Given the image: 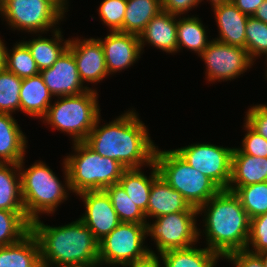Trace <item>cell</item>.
Segmentation results:
<instances>
[{"mask_svg": "<svg viewBox=\"0 0 267 267\" xmlns=\"http://www.w3.org/2000/svg\"><path fill=\"white\" fill-rule=\"evenodd\" d=\"M138 115L133 109L128 110L102 126L98 118L84 142L96 153L115 159L126 169L148 166L154 161L156 144Z\"/></svg>", "mask_w": 267, "mask_h": 267, "instance_id": "6da1fadb", "label": "cell"}, {"mask_svg": "<svg viewBox=\"0 0 267 267\" xmlns=\"http://www.w3.org/2000/svg\"><path fill=\"white\" fill-rule=\"evenodd\" d=\"M201 212L205 216L203 232L208 249L222 258L234 251L246 249L250 219L234 192L221 189L198 208V214L202 215Z\"/></svg>", "mask_w": 267, "mask_h": 267, "instance_id": "7a4b0ae2", "label": "cell"}, {"mask_svg": "<svg viewBox=\"0 0 267 267\" xmlns=\"http://www.w3.org/2000/svg\"><path fill=\"white\" fill-rule=\"evenodd\" d=\"M39 219L31 222V231L39 242L42 265L99 262V242L79 218L58 227Z\"/></svg>", "mask_w": 267, "mask_h": 267, "instance_id": "3957f363", "label": "cell"}, {"mask_svg": "<svg viewBox=\"0 0 267 267\" xmlns=\"http://www.w3.org/2000/svg\"><path fill=\"white\" fill-rule=\"evenodd\" d=\"M24 160L18 164L21 176V194L25 214L32 222L42 213L48 215L54 213L57 206L67 200L69 195L67 192L71 191V188L64 161L65 185L43 161H37L28 169H24Z\"/></svg>", "mask_w": 267, "mask_h": 267, "instance_id": "277c9868", "label": "cell"}, {"mask_svg": "<svg viewBox=\"0 0 267 267\" xmlns=\"http://www.w3.org/2000/svg\"><path fill=\"white\" fill-rule=\"evenodd\" d=\"M73 145L75 152L63 159L73 193L104 190L119 182L126 169L123 165L96 153L84 141L74 142Z\"/></svg>", "mask_w": 267, "mask_h": 267, "instance_id": "5b68a950", "label": "cell"}, {"mask_svg": "<svg viewBox=\"0 0 267 267\" xmlns=\"http://www.w3.org/2000/svg\"><path fill=\"white\" fill-rule=\"evenodd\" d=\"M154 162L159 176L197 209L221 190L213 180L192 168L174 149L161 151L156 146Z\"/></svg>", "mask_w": 267, "mask_h": 267, "instance_id": "8992f818", "label": "cell"}, {"mask_svg": "<svg viewBox=\"0 0 267 267\" xmlns=\"http://www.w3.org/2000/svg\"><path fill=\"white\" fill-rule=\"evenodd\" d=\"M97 90L89 89L73 96H62L48 108L42 118L53 129L66 132L72 142H83L87 139L100 115Z\"/></svg>", "mask_w": 267, "mask_h": 267, "instance_id": "52a82bcc", "label": "cell"}, {"mask_svg": "<svg viewBox=\"0 0 267 267\" xmlns=\"http://www.w3.org/2000/svg\"><path fill=\"white\" fill-rule=\"evenodd\" d=\"M146 224L121 222L110 234L99 241V262L102 265L125 266L157 256L143 245Z\"/></svg>", "mask_w": 267, "mask_h": 267, "instance_id": "ba28073f", "label": "cell"}, {"mask_svg": "<svg viewBox=\"0 0 267 267\" xmlns=\"http://www.w3.org/2000/svg\"><path fill=\"white\" fill-rule=\"evenodd\" d=\"M1 16L13 30L35 34L58 29L65 15L50 0H3Z\"/></svg>", "mask_w": 267, "mask_h": 267, "instance_id": "9c48e42d", "label": "cell"}, {"mask_svg": "<svg viewBox=\"0 0 267 267\" xmlns=\"http://www.w3.org/2000/svg\"><path fill=\"white\" fill-rule=\"evenodd\" d=\"M198 210L171 213L146 222V236H151L158 254L172 249H184L198 242L200 229L197 228Z\"/></svg>", "mask_w": 267, "mask_h": 267, "instance_id": "30bf717a", "label": "cell"}, {"mask_svg": "<svg viewBox=\"0 0 267 267\" xmlns=\"http://www.w3.org/2000/svg\"><path fill=\"white\" fill-rule=\"evenodd\" d=\"M233 149V147L197 143L174 151L192 168L213 180L221 189H228L231 180Z\"/></svg>", "mask_w": 267, "mask_h": 267, "instance_id": "8fae6325", "label": "cell"}, {"mask_svg": "<svg viewBox=\"0 0 267 267\" xmlns=\"http://www.w3.org/2000/svg\"><path fill=\"white\" fill-rule=\"evenodd\" d=\"M199 57L205 62L206 79L213 83L217 80L219 82L236 79L255 62L246 48L224 44L214 39Z\"/></svg>", "mask_w": 267, "mask_h": 267, "instance_id": "7c38bea8", "label": "cell"}, {"mask_svg": "<svg viewBox=\"0 0 267 267\" xmlns=\"http://www.w3.org/2000/svg\"><path fill=\"white\" fill-rule=\"evenodd\" d=\"M77 195L85 204V214L79 219L91 230L98 242L121 223L104 190L84 191Z\"/></svg>", "mask_w": 267, "mask_h": 267, "instance_id": "4fadbf2b", "label": "cell"}, {"mask_svg": "<svg viewBox=\"0 0 267 267\" xmlns=\"http://www.w3.org/2000/svg\"><path fill=\"white\" fill-rule=\"evenodd\" d=\"M40 75L54 97L78 95L90 89L83 86L74 55L68 48L50 68L41 70Z\"/></svg>", "mask_w": 267, "mask_h": 267, "instance_id": "5bb4252c", "label": "cell"}, {"mask_svg": "<svg viewBox=\"0 0 267 267\" xmlns=\"http://www.w3.org/2000/svg\"><path fill=\"white\" fill-rule=\"evenodd\" d=\"M68 49L73 53L83 83H97L109 76L103 46L99 38H72Z\"/></svg>", "mask_w": 267, "mask_h": 267, "instance_id": "9a60e30c", "label": "cell"}, {"mask_svg": "<svg viewBox=\"0 0 267 267\" xmlns=\"http://www.w3.org/2000/svg\"><path fill=\"white\" fill-rule=\"evenodd\" d=\"M99 40L103 46L109 75L125 68L128 69L133 63H136L143 53L140 48L139 37L135 34L110 31L104 39Z\"/></svg>", "mask_w": 267, "mask_h": 267, "instance_id": "2e32d148", "label": "cell"}, {"mask_svg": "<svg viewBox=\"0 0 267 267\" xmlns=\"http://www.w3.org/2000/svg\"><path fill=\"white\" fill-rule=\"evenodd\" d=\"M177 15L160 11L139 34L141 51L146 43L168 53H177Z\"/></svg>", "mask_w": 267, "mask_h": 267, "instance_id": "e0dca14e", "label": "cell"}, {"mask_svg": "<svg viewBox=\"0 0 267 267\" xmlns=\"http://www.w3.org/2000/svg\"><path fill=\"white\" fill-rule=\"evenodd\" d=\"M219 29V42L245 48V28L248 15L243 14L231 1L212 5Z\"/></svg>", "mask_w": 267, "mask_h": 267, "instance_id": "ac0fdd59", "label": "cell"}, {"mask_svg": "<svg viewBox=\"0 0 267 267\" xmlns=\"http://www.w3.org/2000/svg\"><path fill=\"white\" fill-rule=\"evenodd\" d=\"M267 181V157L244 154L239 148L232 152L231 180L227 190Z\"/></svg>", "mask_w": 267, "mask_h": 267, "instance_id": "d6986e66", "label": "cell"}, {"mask_svg": "<svg viewBox=\"0 0 267 267\" xmlns=\"http://www.w3.org/2000/svg\"><path fill=\"white\" fill-rule=\"evenodd\" d=\"M186 210H198L191 206L185 198L166 181L158 176L152 183L150 197L148 201L147 217L157 218Z\"/></svg>", "mask_w": 267, "mask_h": 267, "instance_id": "ffe728a7", "label": "cell"}, {"mask_svg": "<svg viewBox=\"0 0 267 267\" xmlns=\"http://www.w3.org/2000/svg\"><path fill=\"white\" fill-rule=\"evenodd\" d=\"M26 139L12 114L0 113V163L19 164L26 154Z\"/></svg>", "mask_w": 267, "mask_h": 267, "instance_id": "44dd1931", "label": "cell"}, {"mask_svg": "<svg viewBox=\"0 0 267 267\" xmlns=\"http://www.w3.org/2000/svg\"><path fill=\"white\" fill-rule=\"evenodd\" d=\"M38 239L30 230L16 243L0 247V267H41Z\"/></svg>", "mask_w": 267, "mask_h": 267, "instance_id": "7402d4cb", "label": "cell"}, {"mask_svg": "<svg viewBox=\"0 0 267 267\" xmlns=\"http://www.w3.org/2000/svg\"><path fill=\"white\" fill-rule=\"evenodd\" d=\"M19 96L20 111L41 119L47 114L53 95L45 85L43 77L38 74L22 79Z\"/></svg>", "mask_w": 267, "mask_h": 267, "instance_id": "603a6c76", "label": "cell"}, {"mask_svg": "<svg viewBox=\"0 0 267 267\" xmlns=\"http://www.w3.org/2000/svg\"><path fill=\"white\" fill-rule=\"evenodd\" d=\"M149 167L152 169L149 177L144 175L141 168H130L123 171L118 182L123 187L128 197L144 213L147 211L152 183L159 176V172L154 161L149 165Z\"/></svg>", "mask_w": 267, "mask_h": 267, "instance_id": "cb8c5ba5", "label": "cell"}, {"mask_svg": "<svg viewBox=\"0 0 267 267\" xmlns=\"http://www.w3.org/2000/svg\"><path fill=\"white\" fill-rule=\"evenodd\" d=\"M0 209L25 212L18 164L0 163Z\"/></svg>", "mask_w": 267, "mask_h": 267, "instance_id": "d4e9b609", "label": "cell"}, {"mask_svg": "<svg viewBox=\"0 0 267 267\" xmlns=\"http://www.w3.org/2000/svg\"><path fill=\"white\" fill-rule=\"evenodd\" d=\"M162 267H215L222 259L216 252L205 248L191 246L184 249H172L160 254ZM220 257V258H219Z\"/></svg>", "mask_w": 267, "mask_h": 267, "instance_id": "484cf974", "label": "cell"}, {"mask_svg": "<svg viewBox=\"0 0 267 267\" xmlns=\"http://www.w3.org/2000/svg\"><path fill=\"white\" fill-rule=\"evenodd\" d=\"M54 38H44L38 36L29 41L22 42L28 47L38 69L41 71L50 68L60 57V55L68 48L70 38L63 40L60 28L52 31ZM64 41V42H63Z\"/></svg>", "mask_w": 267, "mask_h": 267, "instance_id": "4316f807", "label": "cell"}, {"mask_svg": "<svg viewBox=\"0 0 267 267\" xmlns=\"http://www.w3.org/2000/svg\"><path fill=\"white\" fill-rule=\"evenodd\" d=\"M162 11L161 0H127V7L120 32L138 35L148 22Z\"/></svg>", "mask_w": 267, "mask_h": 267, "instance_id": "83f0119b", "label": "cell"}, {"mask_svg": "<svg viewBox=\"0 0 267 267\" xmlns=\"http://www.w3.org/2000/svg\"><path fill=\"white\" fill-rule=\"evenodd\" d=\"M177 18V51L184 46L199 56L212 41L207 38L206 27L196 16Z\"/></svg>", "mask_w": 267, "mask_h": 267, "instance_id": "f1b7e54d", "label": "cell"}, {"mask_svg": "<svg viewBox=\"0 0 267 267\" xmlns=\"http://www.w3.org/2000/svg\"><path fill=\"white\" fill-rule=\"evenodd\" d=\"M104 191L109 196L121 222L146 224L145 213L134 204L119 183L105 188Z\"/></svg>", "mask_w": 267, "mask_h": 267, "instance_id": "f546056e", "label": "cell"}, {"mask_svg": "<svg viewBox=\"0 0 267 267\" xmlns=\"http://www.w3.org/2000/svg\"><path fill=\"white\" fill-rule=\"evenodd\" d=\"M31 230L25 212L0 209V247L16 243Z\"/></svg>", "mask_w": 267, "mask_h": 267, "instance_id": "4dcf8cb0", "label": "cell"}, {"mask_svg": "<svg viewBox=\"0 0 267 267\" xmlns=\"http://www.w3.org/2000/svg\"><path fill=\"white\" fill-rule=\"evenodd\" d=\"M5 68L19 78H28L40 74L28 47L21 41L8 51L6 49Z\"/></svg>", "mask_w": 267, "mask_h": 267, "instance_id": "1f68e13d", "label": "cell"}, {"mask_svg": "<svg viewBox=\"0 0 267 267\" xmlns=\"http://www.w3.org/2000/svg\"><path fill=\"white\" fill-rule=\"evenodd\" d=\"M234 193L250 220L267 212V181L238 187Z\"/></svg>", "mask_w": 267, "mask_h": 267, "instance_id": "d6a6232c", "label": "cell"}, {"mask_svg": "<svg viewBox=\"0 0 267 267\" xmlns=\"http://www.w3.org/2000/svg\"><path fill=\"white\" fill-rule=\"evenodd\" d=\"M21 84L22 78L6 68L0 70V113L20 111Z\"/></svg>", "mask_w": 267, "mask_h": 267, "instance_id": "836d02e7", "label": "cell"}, {"mask_svg": "<svg viewBox=\"0 0 267 267\" xmlns=\"http://www.w3.org/2000/svg\"><path fill=\"white\" fill-rule=\"evenodd\" d=\"M245 48L250 58L256 61L262 54L267 56V24L249 16L245 28Z\"/></svg>", "mask_w": 267, "mask_h": 267, "instance_id": "e575fe53", "label": "cell"}, {"mask_svg": "<svg viewBox=\"0 0 267 267\" xmlns=\"http://www.w3.org/2000/svg\"><path fill=\"white\" fill-rule=\"evenodd\" d=\"M126 7L127 0H103L100 3L99 16L109 31H119L123 27Z\"/></svg>", "mask_w": 267, "mask_h": 267, "instance_id": "d590c367", "label": "cell"}, {"mask_svg": "<svg viewBox=\"0 0 267 267\" xmlns=\"http://www.w3.org/2000/svg\"><path fill=\"white\" fill-rule=\"evenodd\" d=\"M246 249L255 254L267 251V212L250 220Z\"/></svg>", "mask_w": 267, "mask_h": 267, "instance_id": "8d00e7d4", "label": "cell"}, {"mask_svg": "<svg viewBox=\"0 0 267 267\" xmlns=\"http://www.w3.org/2000/svg\"><path fill=\"white\" fill-rule=\"evenodd\" d=\"M244 124L247 133L242 140V148L239 147V149L250 156L267 157V139L253 130L246 122Z\"/></svg>", "mask_w": 267, "mask_h": 267, "instance_id": "74e56055", "label": "cell"}, {"mask_svg": "<svg viewBox=\"0 0 267 267\" xmlns=\"http://www.w3.org/2000/svg\"><path fill=\"white\" fill-rule=\"evenodd\" d=\"M245 122L262 137L267 139V105L257 104L247 110Z\"/></svg>", "mask_w": 267, "mask_h": 267, "instance_id": "f35d334b", "label": "cell"}, {"mask_svg": "<svg viewBox=\"0 0 267 267\" xmlns=\"http://www.w3.org/2000/svg\"><path fill=\"white\" fill-rule=\"evenodd\" d=\"M224 259H228L234 267H265L261 257L247 249L229 253Z\"/></svg>", "mask_w": 267, "mask_h": 267, "instance_id": "ab89813d", "label": "cell"}, {"mask_svg": "<svg viewBox=\"0 0 267 267\" xmlns=\"http://www.w3.org/2000/svg\"><path fill=\"white\" fill-rule=\"evenodd\" d=\"M161 2L163 11L181 16L198 6L202 0H161Z\"/></svg>", "mask_w": 267, "mask_h": 267, "instance_id": "60d3db41", "label": "cell"}, {"mask_svg": "<svg viewBox=\"0 0 267 267\" xmlns=\"http://www.w3.org/2000/svg\"><path fill=\"white\" fill-rule=\"evenodd\" d=\"M264 0H231V2L243 13L253 16Z\"/></svg>", "mask_w": 267, "mask_h": 267, "instance_id": "b9f144b4", "label": "cell"}, {"mask_svg": "<svg viewBox=\"0 0 267 267\" xmlns=\"http://www.w3.org/2000/svg\"><path fill=\"white\" fill-rule=\"evenodd\" d=\"M159 257L150 256L147 260L139 263L128 264L123 267H161Z\"/></svg>", "mask_w": 267, "mask_h": 267, "instance_id": "7bdbcfd3", "label": "cell"}, {"mask_svg": "<svg viewBox=\"0 0 267 267\" xmlns=\"http://www.w3.org/2000/svg\"><path fill=\"white\" fill-rule=\"evenodd\" d=\"M253 17L267 24V0H264L263 3L258 7Z\"/></svg>", "mask_w": 267, "mask_h": 267, "instance_id": "ee69618b", "label": "cell"}, {"mask_svg": "<svg viewBox=\"0 0 267 267\" xmlns=\"http://www.w3.org/2000/svg\"><path fill=\"white\" fill-rule=\"evenodd\" d=\"M102 266L100 262H93L90 264H64V265H41V267H99Z\"/></svg>", "mask_w": 267, "mask_h": 267, "instance_id": "f6af8a7d", "label": "cell"}, {"mask_svg": "<svg viewBox=\"0 0 267 267\" xmlns=\"http://www.w3.org/2000/svg\"><path fill=\"white\" fill-rule=\"evenodd\" d=\"M6 45L4 44V41L0 38V70L5 68V58H6Z\"/></svg>", "mask_w": 267, "mask_h": 267, "instance_id": "bcb514c9", "label": "cell"}, {"mask_svg": "<svg viewBox=\"0 0 267 267\" xmlns=\"http://www.w3.org/2000/svg\"><path fill=\"white\" fill-rule=\"evenodd\" d=\"M50 1L53 2L65 14L66 10L68 9V6H66L68 4L67 0H50Z\"/></svg>", "mask_w": 267, "mask_h": 267, "instance_id": "7dc6e473", "label": "cell"}, {"mask_svg": "<svg viewBox=\"0 0 267 267\" xmlns=\"http://www.w3.org/2000/svg\"><path fill=\"white\" fill-rule=\"evenodd\" d=\"M258 255L261 257L264 266L267 267V251L260 252Z\"/></svg>", "mask_w": 267, "mask_h": 267, "instance_id": "c3c4849f", "label": "cell"}, {"mask_svg": "<svg viewBox=\"0 0 267 267\" xmlns=\"http://www.w3.org/2000/svg\"><path fill=\"white\" fill-rule=\"evenodd\" d=\"M209 1L211 2V5H214V4H217V3L228 2V1H231V0H209Z\"/></svg>", "mask_w": 267, "mask_h": 267, "instance_id": "681fc988", "label": "cell"}, {"mask_svg": "<svg viewBox=\"0 0 267 267\" xmlns=\"http://www.w3.org/2000/svg\"><path fill=\"white\" fill-rule=\"evenodd\" d=\"M2 2L3 0H0V15H2Z\"/></svg>", "mask_w": 267, "mask_h": 267, "instance_id": "f907efd6", "label": "cell"}]
</instances>
